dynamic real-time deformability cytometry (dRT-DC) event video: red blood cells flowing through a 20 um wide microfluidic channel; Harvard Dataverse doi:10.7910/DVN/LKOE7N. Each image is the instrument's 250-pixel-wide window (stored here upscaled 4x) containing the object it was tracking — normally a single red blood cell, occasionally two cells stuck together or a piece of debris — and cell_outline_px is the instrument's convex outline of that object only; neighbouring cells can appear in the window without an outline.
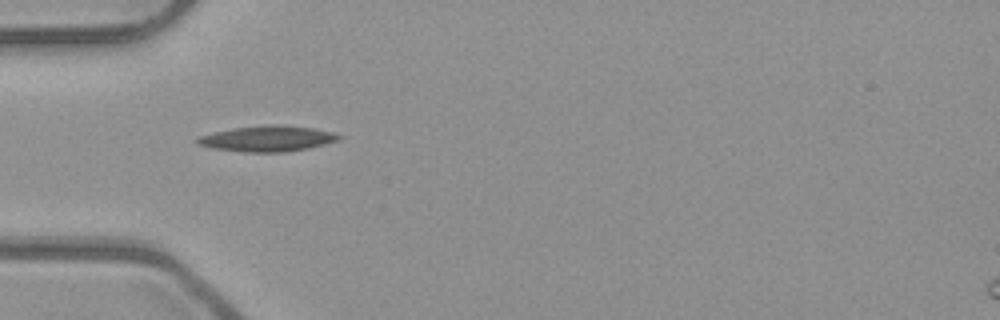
{"species": "common noctule bat (a hibernating species)", "species_latin": "Nyctalus noctula", "temperature_condition": "room temperature", "stored_images_in_passage": 5, "camera_frame_rate_fps": 3000, "um_per_image_px": 0.085, "animal": {"sex": "male", "body_mass_g": 23.1, "forearm_length_mm": 52.7}, "frame": {"image": 1, "passage_image": 5, "time_ms": 1.333, "image_size_px": [1000, 320], "cell_outline_px": [[344, 136], [340, 140], [308, 148], [284, 152], [244, 152], [212, 148], [196, 144], [196, 140], [200, 136], [232, 128], [272, 124], [280, 124], [312, 128], [332, 132]], "centroid_in_image_um": [22.76, 11.78], "position_along_channel_um": 62.2, "area_um2": 21.15}}